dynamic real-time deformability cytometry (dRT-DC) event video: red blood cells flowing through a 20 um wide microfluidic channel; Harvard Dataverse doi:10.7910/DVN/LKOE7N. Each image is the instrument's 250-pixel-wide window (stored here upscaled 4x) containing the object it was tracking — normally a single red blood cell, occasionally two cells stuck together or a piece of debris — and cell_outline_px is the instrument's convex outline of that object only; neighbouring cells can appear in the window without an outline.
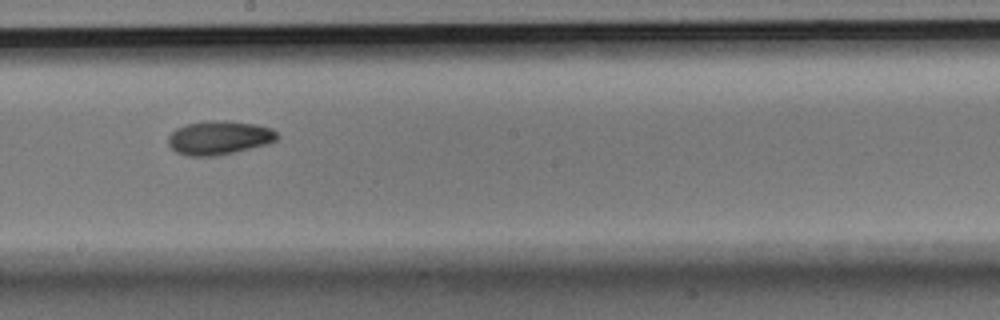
{"species": "Egyptian fruit bat (a non-hibernating species)", "species_latin": "Rousettus aegyptiacus", "temperature_condition": "room temperature", "stored_images_in_passage": 14, "camera_frame_rate_fps": 3000, "um_per_image_px": 0.085, "animal": {"sex": "male"}, "frame": {"image": 1, "passage_image": 8, "time_ms": 2.333, "image_size_px": [1000, 320], "cell_outline_px": [[280, 136], [276, 140], [268, 144], [216, 156], [188, 156], [176, 152], [168, 144], [168, 136], [176, 128], [188, 124], [208, 120], [224, 120], [256, 124], [272, 128]], "centroid_in_image_um": [18.63, 11.7], "position_along_channel_um": 229.6, "area_um2": 21.56}}
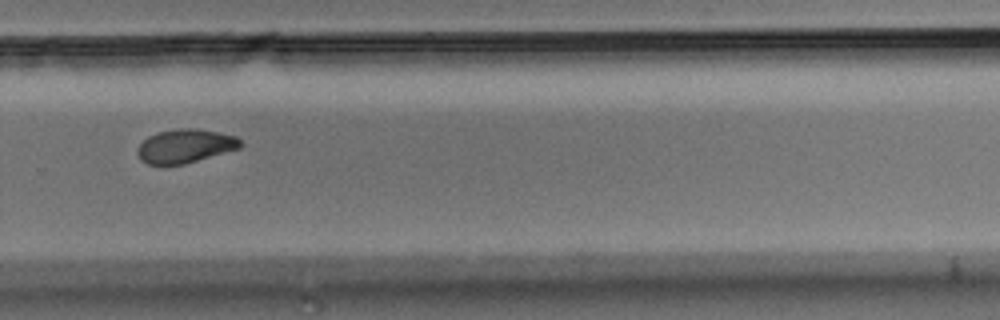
{"frame": {"image": 2, "passage_image": 10, "time_ms": 3.0, "image_size_px": [1000, 320], "cell_outline_px": [[244, 144], [240, 148], [184, 164], [148, 164], [140, 160], [136, 152], [136, 148], [148, 136], [156, 132], [180, 128], [196, 128], [220, 132], [236, 136]], "centroid_in_image_um": [15.74, 12.4], "position_along_channel_um": 314.1, "area_um2": 20.35}}